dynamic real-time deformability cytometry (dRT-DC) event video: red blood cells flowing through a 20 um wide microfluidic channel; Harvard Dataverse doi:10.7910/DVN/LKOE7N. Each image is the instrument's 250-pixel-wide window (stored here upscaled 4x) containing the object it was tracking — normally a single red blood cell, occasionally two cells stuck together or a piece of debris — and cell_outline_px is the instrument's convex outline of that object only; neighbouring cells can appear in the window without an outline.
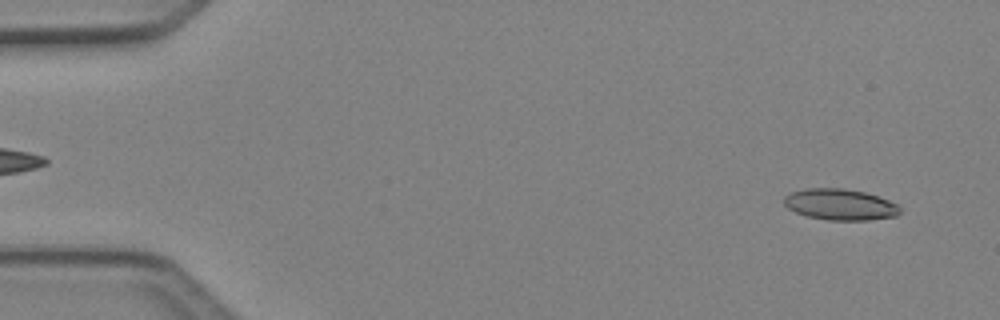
{"species": "Egyptian fruit bat (a non-hibernating species)", "species_latin": "Rousettus aegyptiacus", "temperature_condition": "cold", "stored_images_in_passage": 16, "camera_frame_rate_fps": 3000, "um_per_image_px": 0.085, "animal": {"sex": "female"}, "frame": {"image": 1, "passage_image": 3, "time_ms": 0.667, "image_size_px": [1000, 320], "cell_outline_px": [[900, 212], [896, 216], [868, 220], [828, 220], [808, 216], [796, 212], [788, 208], [784, 204], [784, 196], [792, 192], [808, 188], [844, 188], [864, 192], [888, 200], [896, 204], [900, 208]], "centroid_in_image_um": [71.4, 17.38], "position_along_channel_um": 13.6, "area_um2": 20.87}}
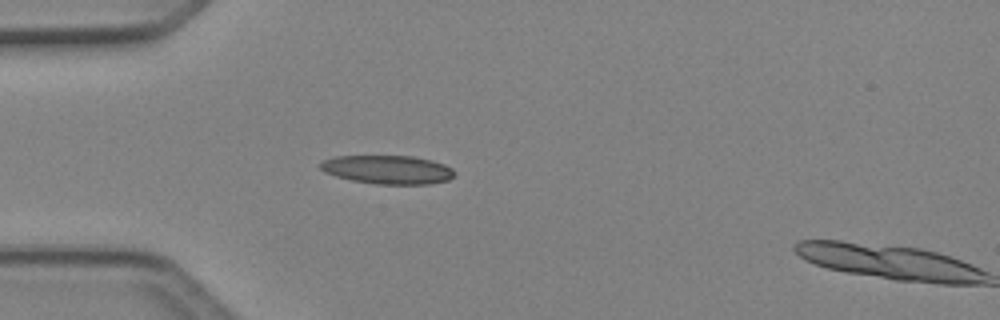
{"frame": {"image": 2, "passage_image": 14, "time_ms": 4.333, "image_size_px": [1000, 320], "cell_outline_px": [[456, 176], [448, 180], [428, 184], [376, 184], [352, 180], [336, 176], [324, 172], [320, 168], [320, 164], [324, 160], [336, 156], [412, 156], [432, 160], [444, 164], [452, 168], [456, 172]], "centroid_in_image_um": [32.99, 14.42], "position_along_channel_um": 52.0, "area_um2": 22.43}}